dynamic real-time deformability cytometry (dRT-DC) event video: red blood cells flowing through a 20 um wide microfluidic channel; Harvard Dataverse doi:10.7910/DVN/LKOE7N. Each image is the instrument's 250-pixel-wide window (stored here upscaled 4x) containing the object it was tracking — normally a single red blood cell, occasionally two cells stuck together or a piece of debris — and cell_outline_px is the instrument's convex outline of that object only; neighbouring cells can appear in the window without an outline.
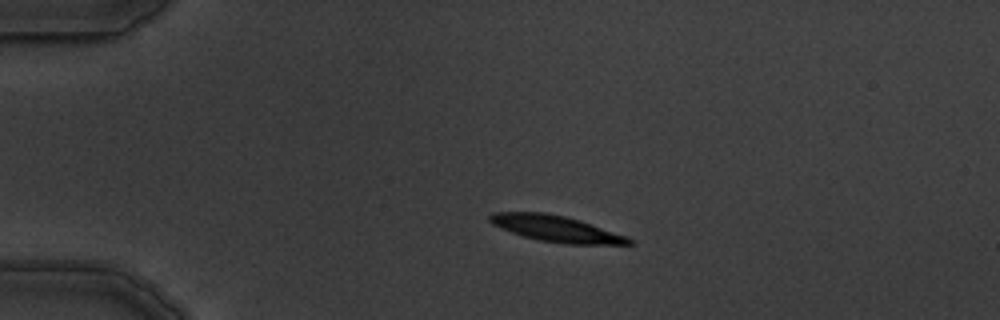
{"species": "common noctule bat (a hibernating species)", "species_latin": "Nyctalus noctula", "temperature_condition": "warm", "stored_images_in_passage": 2, "camera_frame_rate_fps": 3000, "um_per_image_px": 0.085, "animal": {"sex": "male", "body_mass_g": 19.5, "forearm_length_mm": 54.6}, "frame": {"image": 1, "passage_image": 1, "time_ms": 0.0, "image_size_px": [1000, 320], "cell_outline_px": [[636, 244], [564, 244], [540, 240], [524, 236], [500, 228], [492, 224], [488, 220], [488, 216], [492, 212], [544, 212], [564, 216], [580, 220], [628, 236]], "centroid_in_image_um": [47.28, 19.43], "position_along_channel_um": 37.7, "area_um2": 21.21}}